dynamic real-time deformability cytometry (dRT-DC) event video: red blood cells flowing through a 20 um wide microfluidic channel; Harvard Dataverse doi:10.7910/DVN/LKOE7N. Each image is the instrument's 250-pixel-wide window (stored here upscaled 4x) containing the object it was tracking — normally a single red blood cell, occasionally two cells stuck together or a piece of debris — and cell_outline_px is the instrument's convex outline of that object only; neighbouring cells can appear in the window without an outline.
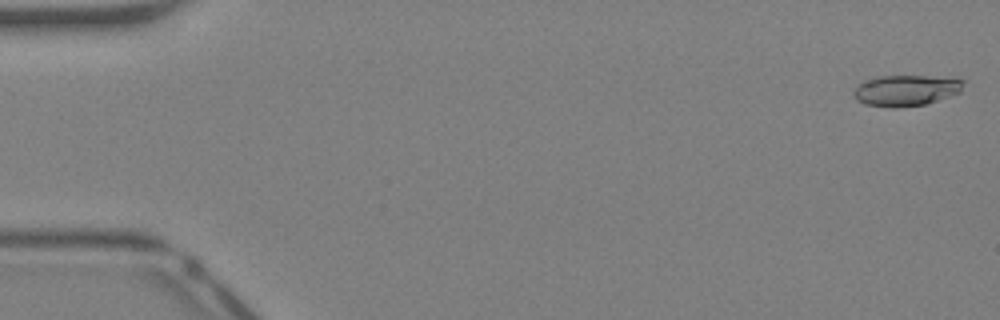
{"species": "Egyptian fruit bat (a non-hibernating species)", "species_latin": "Rousettus aegyptiacus", "temperature_condition": "warm", "stored_images_in_passage": 42, "camera_frame_rate_fps": 3000, "um_per_image_px": 0.085, "animal": {"sex": "female"}, "frame": {"image": 1, "passage_image": 1, "time_ms": 0.0, "image_size_px": [1000, 320], "cell_outline_px": [[964, 84], [960, 92], [924, 104], [896, 108], [892, 108], [864, 104], [856, 100], [852, 96], [852, 92], [864, 80], [880, 76], [928, 76], [964, 80]], "centroid_in_image_um": [76.94, 7.69], "position_along_channel_um": 8.1, "area_um2": 19.65}}
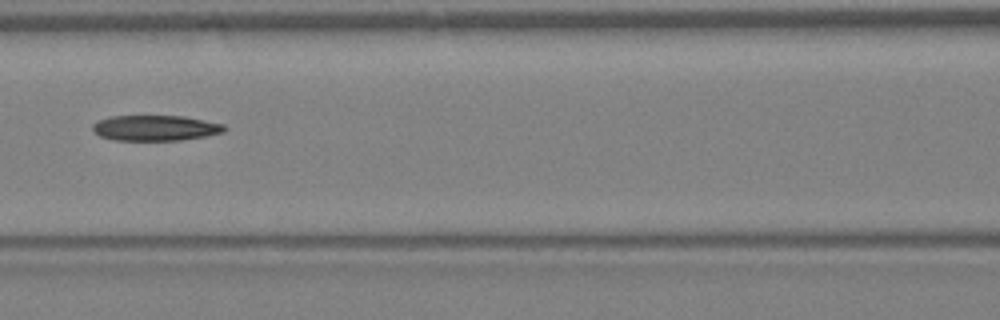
{"frame": {"image": 2, "passage_image": 19, "time_ms": 6.0, "image_size_px": [1000, 320], "cell_outline_px": [[228, 128], [224, 132], [204, 136], [180, 140], [112, 140], [100, 136], [92, 128], [92, 124], [100, 120], [112, 116], [184, 116], [224, 124]], "centroid_in_image_um": [13.23, 10.88], "position_along_channel_um": 153.4, "area_um2": 19.48}}
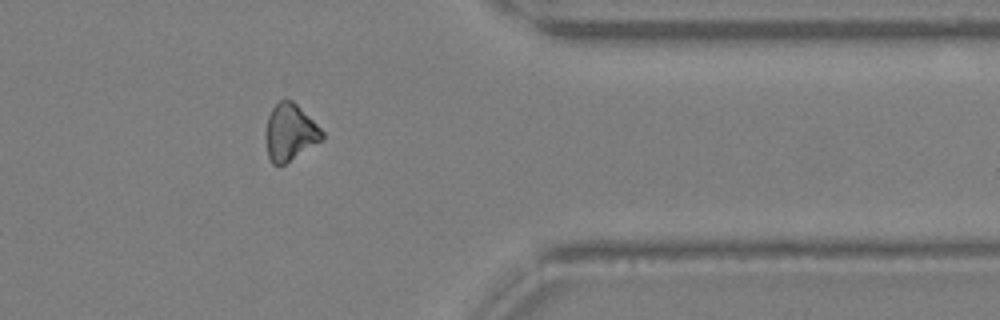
{"frame": {"image": 3, "passage_image": 34, "time_ms": 11.0, "image_size_px": [1000, 320], "cell_outline_px": [[324, 140], [284, 164], [272, 164], [268, 156], [264, 136], [264, 132], [268, 116], [272, 108], [280, 100], [292, 100], [324, 132]], "centroid_in_image_um": [24.63, 11.27], "position_along_channel_um": 386.8, "area_um2": 18.67}, "authors_computed_cell_mechanics": {"area_um2": 19.7098, "velocity_mm_per_s": 4.9609, "shape_relaxation_time_tau1_ms": null, "shape_relaxation_time_tau2_ms": 6.4665, "deformation_change_tau1": null, "deformation_change_tau2": 0.1902}}